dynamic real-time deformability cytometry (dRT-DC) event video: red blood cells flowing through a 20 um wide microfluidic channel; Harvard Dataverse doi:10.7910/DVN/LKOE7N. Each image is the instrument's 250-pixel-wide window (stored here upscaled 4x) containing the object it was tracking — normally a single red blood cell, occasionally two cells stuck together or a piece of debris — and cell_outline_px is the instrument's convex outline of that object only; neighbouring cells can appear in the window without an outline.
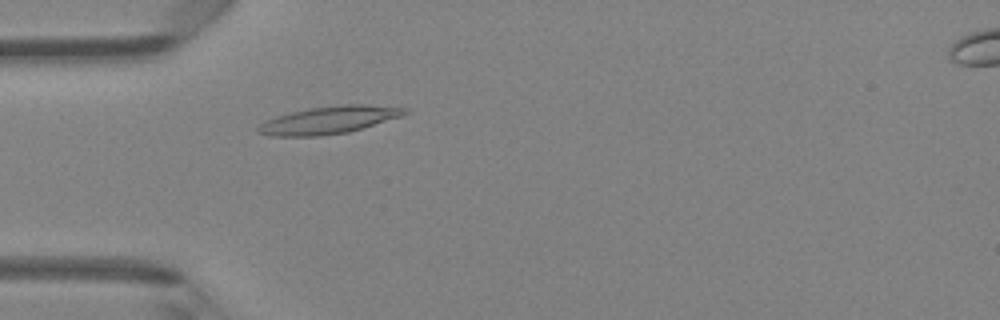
{"species": "Egyptian fruit bat (a non-hibernating species)", "species_latin": "Rousettus aegyptiacus", "temperature_condition": "room temperature", "stored_images_in_passage": 3, "camera_frame_rate_fps": 3000, "um_per_image_px": 0.085, "animal": {"sex": "female"}, "frame": {"image": 1, "passage_image": 3, "time_ms": 0.667, "image_size_px": [1000, 320], "cell_outline_px": [[408, 112], [400, 116], [348, 132], [320, 136], [272, 136], [256, 132], [256, 128], [264, 120], [276, 116], [308, 108], [344, 104], [364, 104], [408, 108]], "centroid_in_image_um": [27.9, 10.2], "position_along_channel_um": 57.1, "area_um2": 23.35}}